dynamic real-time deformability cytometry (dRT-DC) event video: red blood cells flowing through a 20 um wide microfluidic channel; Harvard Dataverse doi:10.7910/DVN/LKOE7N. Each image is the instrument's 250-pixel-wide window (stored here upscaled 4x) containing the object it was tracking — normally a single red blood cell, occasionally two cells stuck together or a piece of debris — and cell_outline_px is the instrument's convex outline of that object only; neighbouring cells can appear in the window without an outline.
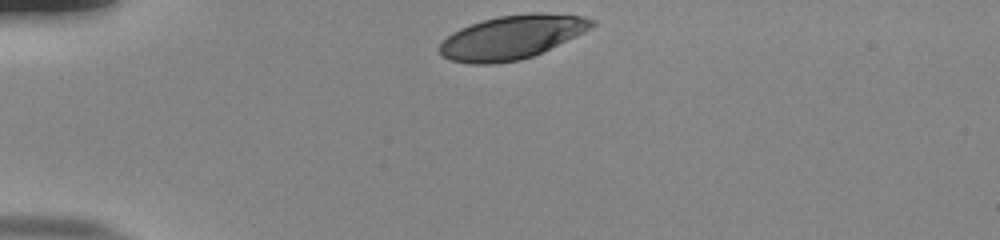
{"species": "human", "species_latin": "Homo sapiens", "temperature_condition": "room temperature", "stored_images_in_passage": 33, "camera_frame_rate_fps": 3000, "um_per_image_px": 0.085, "donor": {"sex": "male"}, "frame": {"image": 1, "passage_image": 1, "time_ms": 0.0, "image_size_px": [1000, 240], "cell_outline_px": [[596, 24], [592, 28], [532, 56], [520, 60], [492, 64], [468, 64], [448, 60], [440, 56], [436, 48], [452, 32], [460, 28], [496, 16], [528, 12], [540, 12], [584, 16], [596, 20]], "centroid_in_image_um": [43.47, 3.16], "position_along_channel_um": 41.5, "area_um2": 39.07}}
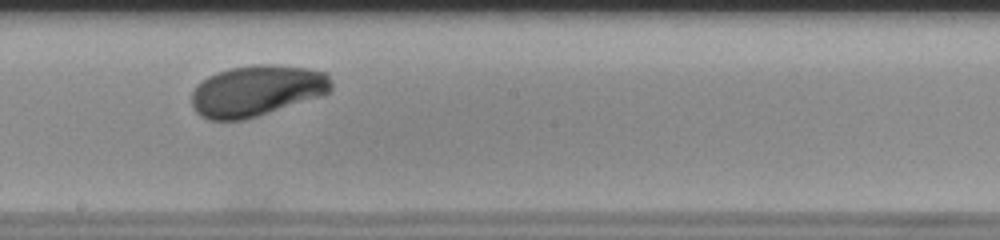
{"frame": {"image": 2, "passage_image": 19, "time_ms": 6.0, "image_size_px": [1000, 240], "cell_outline_px": [[332, 88], [324, 96], [244, 120], [208, 120], [200, 116], [192, 108], [192, 92], [196, 84], [208, 76], [216, 72], [232, 68], [256, 64], [272, 64], [308, 68], [328, 72], [332, 80]], "centroid_in_image_um": [21.84, 7.71], "position_along_channel_um": 226.4, "area_um2": 42.08}}
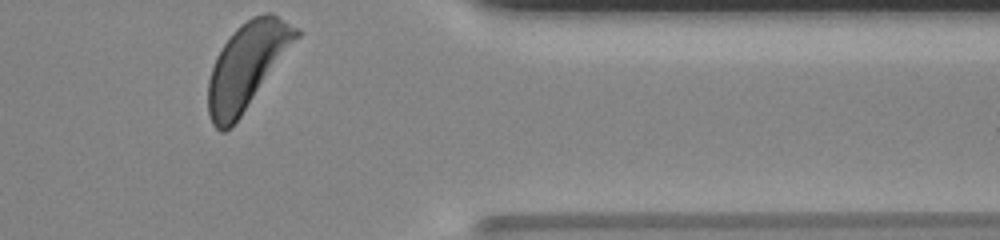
{"frame": {"image": 3, "passage_image": 33, "time_ms": 10.667, "image_size_px": [1000, 240], "cell_outline_px": [[300, 36], [240, 116], [224, 132], [220, 132], [212, 124], [208, 112], [208, 80], [216, 56], [232, 32], [240, 24], [252, 16], [264, 12], [272, 12], [300, 28]], "centroid_in_image_um": [21.0, 5.54], "position_along_channel_um": 390.4, "area_um2": 43.58}, "authors_computed_cell_mechanics": {"area_um2": 41.2114, "velocity_mm_per_s": 3.7885, "shape_relaxation_time_tau1_ms": 2.3325, "shape_relaxation_time_tau2_ms": null, "deformation_change_tau1": 0.1461, "deformation_change_tau2": null}}